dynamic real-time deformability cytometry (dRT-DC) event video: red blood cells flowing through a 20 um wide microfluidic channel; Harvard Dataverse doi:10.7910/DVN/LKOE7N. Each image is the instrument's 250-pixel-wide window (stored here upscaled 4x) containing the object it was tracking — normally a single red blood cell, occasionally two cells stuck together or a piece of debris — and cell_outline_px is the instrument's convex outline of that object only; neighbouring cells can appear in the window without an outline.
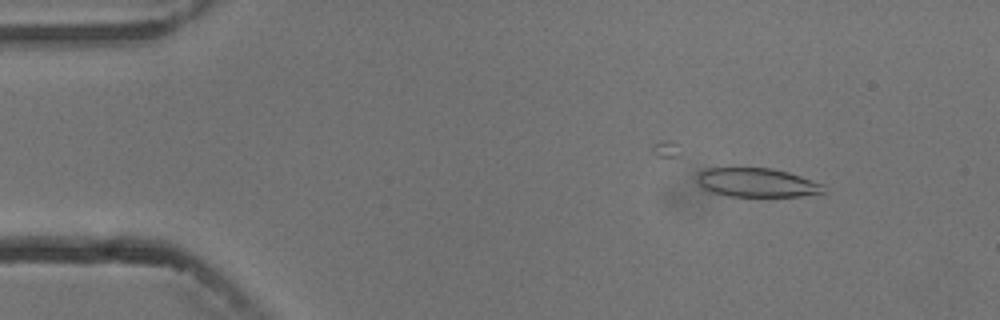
{"species": "common noctule bat (a hibernating species)", "species_latin": "Nyctalus noctula", "temperature_condition": "cold", "stored_images_in_passage": 6, "camera_frame_rate_fps": 3000, "um_per_image_px": 0.085, "animal": {"sex": "male", "body_mass_g": 13.3}, "frame": {"image": 1, "passage_image": 2, "time_ms": 1.0, "image_size_px": [1000, 320], "cell_outline_px": [[824, 192], [800, 196], [728, 196], [712, 192], [704, 188], [696, 180], [700, 172], [708, 168], [772, 168], [788, 172], [824, 184]], "centroid_in_image_um": [64.35, 15.52], "position_along_channel_um": 20.7, "area_um2": 21.1}}
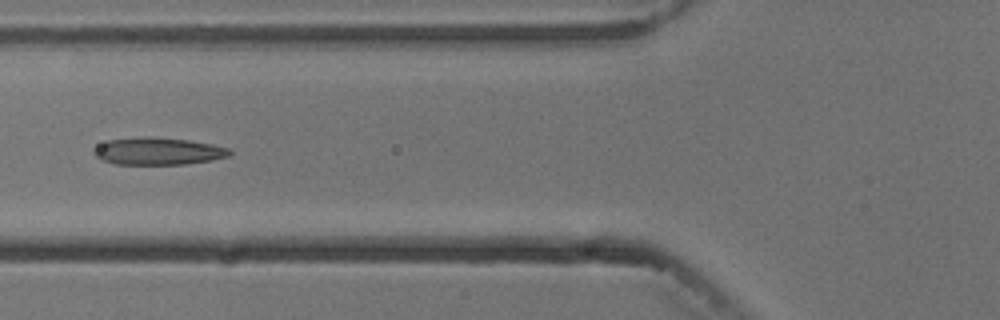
{"frame": {"image": 2, "passage_image": 6, "time_ms": 5.667, "image_size_px": [1000, 320], "cell_outline_px": [[232, 152], [228, 156], [212, 160], [184, 164], [116, 164], [100, 160], [92, 152], [100, 144], [108, 140], [144, 136], [148, 136], [188, 140], [212, 144], [228, 148]], "centroid_in_image_um": [13.42, 12.85], "position_along_channel_um": 112.4, "area_um2": 21.5}}